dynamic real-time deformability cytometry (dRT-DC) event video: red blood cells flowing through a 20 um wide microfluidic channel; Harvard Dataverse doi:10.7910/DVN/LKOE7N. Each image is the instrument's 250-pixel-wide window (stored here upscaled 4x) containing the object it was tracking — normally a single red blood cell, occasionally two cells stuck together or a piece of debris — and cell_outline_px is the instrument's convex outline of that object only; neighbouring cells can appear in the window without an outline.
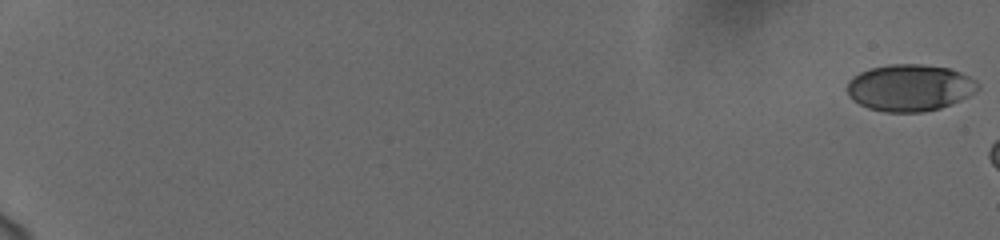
{"species": "human", "species_latin": "Homo sapiens", "temperature_condition": "cold", "stored_images_in_passage": 8, "camera_frame_rate_fps": 3000, "um_per_image_px": 0.085, "donor": {"sex": "female"}, "frame": {"image": 1, "passage_image": 1, "time_ms": 0.0, "image_size_px": [1000, 240], "cell_outline_px": [[980, 88], [976, 92], [952, 104], [940, 108], [924, 112], [884, 112], [868, 108], [852, 100], [848, 96], [848, 80], [852, 76], [868, 68], [888, 64], [920, 64], [948, 68], [960, 72], [968, 76], [980, 84]], "centroid_in_image_um": [77.32, 7.46], "position_along_channel_um": 7.7, "area_um2": 35.89}}